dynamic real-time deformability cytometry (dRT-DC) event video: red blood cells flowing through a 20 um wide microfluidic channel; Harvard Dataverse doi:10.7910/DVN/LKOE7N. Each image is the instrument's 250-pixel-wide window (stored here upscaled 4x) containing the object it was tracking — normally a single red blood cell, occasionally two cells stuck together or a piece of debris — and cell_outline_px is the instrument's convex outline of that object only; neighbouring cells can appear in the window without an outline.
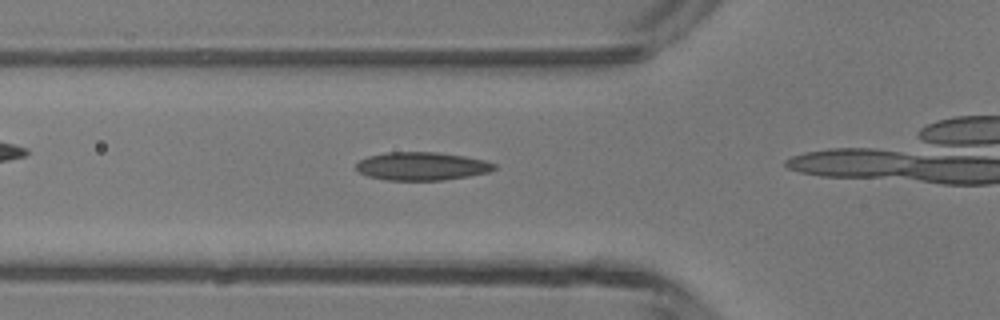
{"species": "common noctule bat (a hibernating species)", "species_latin": "Nyctalus noctula", "temperature_condition": "room temperature", "stored_images_in_passage": 7, "camera_frame_rate_fps": 3000, "um_per_image_px": 0.085, "animal": {"sex": "male", "body_mass_g": 13.3}, "frame": {"image": 1, "passage_image": 3, "time_ms": 0.667, "image_size_px": [1000, 320], "cell_outline_px": [[496, 168], [488, 172], [468, 176], [440, 180], [384, 180], [368, 176], [360, 172], [356, 168], [356, 164], [360, 160], [368, 156], [384, 152], [436, 152], [464, 156], [484, 160], [496, 164]], "centroid_in_image_um": [35.83, 14.12], "position_along_channel_um": 90.0, "area_um2": 22.6}}